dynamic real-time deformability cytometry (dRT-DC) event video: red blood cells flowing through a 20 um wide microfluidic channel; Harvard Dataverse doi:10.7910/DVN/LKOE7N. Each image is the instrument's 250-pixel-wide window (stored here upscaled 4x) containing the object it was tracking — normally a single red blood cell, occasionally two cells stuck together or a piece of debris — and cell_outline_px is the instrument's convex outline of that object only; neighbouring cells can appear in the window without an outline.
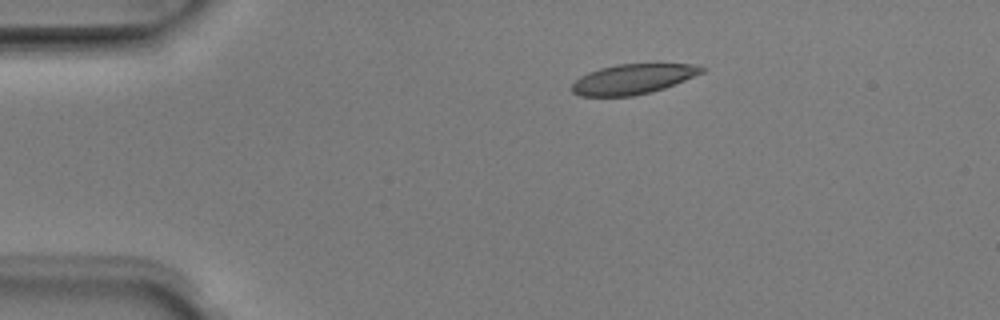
{"species": "Egyptian fruit bat (a non-hibernating species)", "species_latin": "Rousettus aegyptiacus", "temperature_condition": "room temperature", "stored_images_in_passage": 5, "camera_frame_rate_fps": 3000, "um_per_image_px": 0.085, "animal": {"sex": "male"}, "frame": {"image": 1, "passage_image": 2, "time_ms": 0.333, "image_size_px": [1000, 320], "cell_outline_px": [[708, 68], [704, 72], [664, 88], [632, 96], [580, 96], [572, 92], [568, 88], [580, 76], [588, 72], [600, 68], [616, 64], [692, 64]], "centroid_in_image_um": [53.76, 6.72], "position_along_channel_um": 31.2, "area_um2": 22.66}}
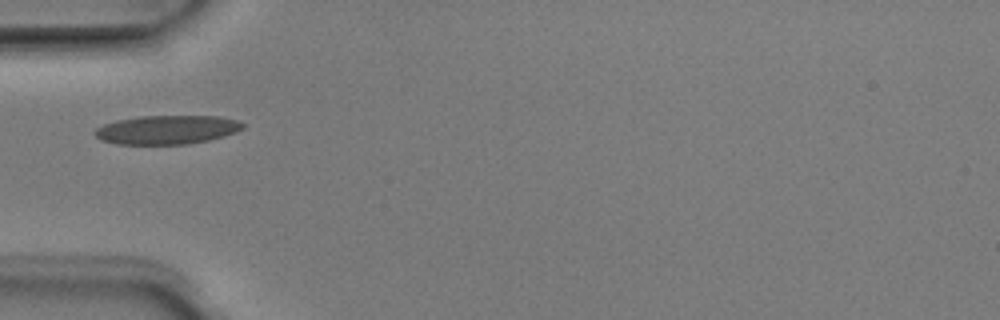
{"frame": {"image": 2, "passage_image": 4, "time_ms": 1.0, "image_size_px": [1000, 320], "cell_outline_px": [[244, 128], [236, 132], [224, 136], [208, 140], [188, 144], [116, 144], [100, 140], [92, 132], [96, 128], [104, 124], [116, 120], [140, 116], [220, 116], [236, 120], [244, 124]], "centroid_in_image_um": [14.17, 11.03], "position_along_channel_um": 70.8, "area_um2": 24.97}}
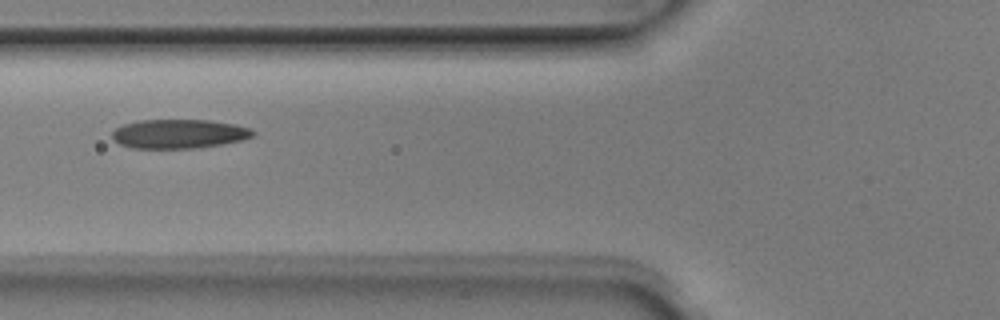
{"frame": {"image": 3, "passage_image": 5, "time_ms": 1.333, "image_size_px": [1000, 320], "cell_outline_px": [[256, 136], [240, 140], [200, 148], [132, 148], [120, 144], [112, 136], [112, 132], [116, 128], [124, 124], [140, 120], [208, 120], [236, 124], [252, 128], [256, 132]], "centroid_in_image_um": [15.26, 11.37], "position_along_channel_um": 110.5, "area_um2": 23.93}}